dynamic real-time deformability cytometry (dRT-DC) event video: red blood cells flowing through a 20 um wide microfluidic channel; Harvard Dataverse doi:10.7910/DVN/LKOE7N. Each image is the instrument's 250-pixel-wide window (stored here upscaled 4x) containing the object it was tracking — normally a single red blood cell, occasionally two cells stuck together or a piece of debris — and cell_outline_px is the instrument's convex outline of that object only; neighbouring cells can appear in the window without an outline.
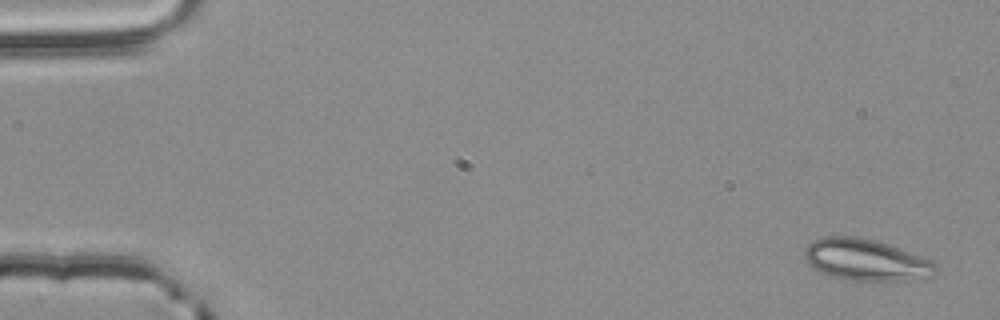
{"species": "common noctule bat (a hibernating species)", "species_latin": "Nyctalus noctula", "temperature_condition": "room temperature", "stored_images_in_passage": 4, "camera_frame_rate_fps": 3000, "um_per_image_px": 0.085, "animal": {"sex": "male", "body_mass_g": 20.4}, "frame": {"image": 1, "passage_image": 1, "time_ms": 0.0, "image_size_px": [1000, 320], "cell_outline_px": [[936, 272], [912, 280], [852, 280], [832, 276], [816, 268], [804, 256], [804, 248], [812, 240], [824, 236], [852, 236], [872, 240], [932, 260], [936, 264]], "centroid_in_image_um": [73.57, 22.08], "position_along_channel_um": 11.4, "area_um2": 30.75}}